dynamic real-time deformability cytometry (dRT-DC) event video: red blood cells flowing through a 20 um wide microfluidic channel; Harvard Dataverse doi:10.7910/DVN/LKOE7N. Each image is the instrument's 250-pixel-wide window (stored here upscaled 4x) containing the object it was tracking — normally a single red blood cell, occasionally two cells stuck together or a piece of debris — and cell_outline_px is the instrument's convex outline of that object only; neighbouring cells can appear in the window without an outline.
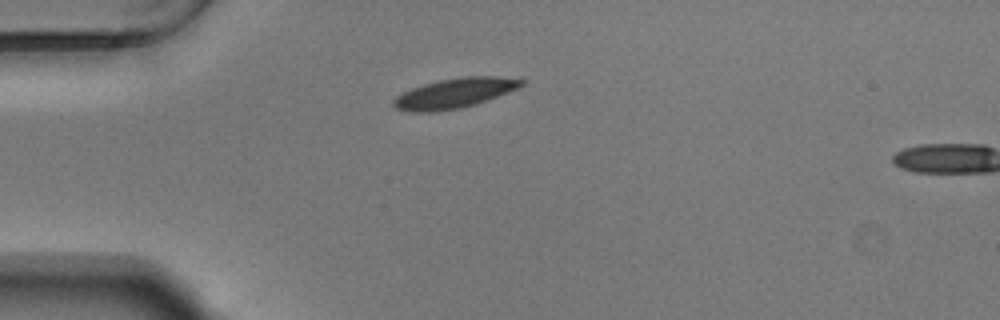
{"species": "Egyptian fruit bat (a non-hibernating species)", "species_latin": "Rousettus aegyptiacus", "temperature_condition": "warm", "stored_images_in_passage": 2, "camera_frame_rate_fps": 3000, "um_per_image_px": 0.085, "animal": {"sex": "male"}, "frame": {"image": 1, "passage_image": 1, "time_ms": 0.0, "image_size_px": [1000, 320], "cell_outline_px": [[528, 80], [520, 88], [488, 100], [476, 104], [460, 108], [432, 112], [412, 112], [396, 108], [392, 104], [392, 100], [396, 96], [412, 88], [424, 84], [440, 80], [460, 76], [500, 76]], "centroid_in_image_um": [38.69, 7.91], "position_along_channel_um": 46.3, "area_um2": 22.48}}